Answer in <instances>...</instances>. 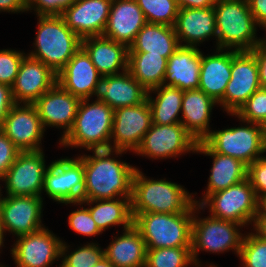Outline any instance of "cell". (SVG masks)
<instances>
[{
	"label": "cell",
	"instance_id": "cell-1",
	"mask_svg": "<svg viewBox=\"0 0 266 267\" xmlns=\"http://www.w3.org/2000/svg\"><path fill=\"white\" fill-rule=\"evenodd\" d=\"M92 152V156L84 154L78 157L84 166L82 201L131 198L132 181L137 168L115 157L111 158V155H121L125 151L107 149Z\"/></svg>",
	"mask_w": 266,
	"mask_h": 267
},
{
	"label": "cell",
	"instance_id": "cell-2",
	"mask_svg": "<svg viewBox=\"0 0 266 267\" xmlns=\"http://www.w3.org/2000/svg\"><path fill=\"white\" fill-rule=\"evenodd\" d=\"M181 185L166 179H148L136 169L132 181L131 212L134 217L141 213H184L195 205Z\"/></svg>",
	"mask_w": 266,
	"mask_h": 267
},
{
	"label": "cell",
	"instance_id": "cell-3",
	"mask_svg": "<svg viewBox=\"0 0 266 267\" xmlns=\"http://www.w3.org/2000/svg\"><path fill=\"white\" fill-rule=\"evenodd\" d=\"M89 101V98L81 99L74 125L60 139V145L89 151L110 149L114 110L98 98L92 103Z\"/></svg>",
	"mask_w": 266,
	"mask_h": 267
},
{
	"label": "cell",
	"instance_id": "cell-4",
	"mask_svg": "<svg viewBox=\"0 0 266 267\" xmlns=\"http://www.w3.org/2000/svg\"><path fill=\"white\" fill-rule=\"evenodd\" d=\"M214 7L217 48L251 51L261 39H257V24L247 0H216Z\"/></svg>",
	"mask_w": 266,
	"mask_h": 267
},
{
	"label": "cell",
	"instance_id": "cell-5",
	"mask_svg": "<svg viewBox=\"0 0 266 267\" xmlns=\"http://www.w3.org/2000/svg\"><path fill=\"white\" fill-rule=\"evenodd\" d=\"M35 50L27 55L42 61L56 74L81 48L82 39L71 31L61 15H39Z\"/></svg>",
	"mask_w": 266,
	"mask_h": 267
},
{
	"label": "cell",
	"instance_id": "cell-6",
	"mask_svg": "<svg viewBox=\"0 0 266 267\" xmlns=\"http://www.w3.org/2000/svg\"><path fill=\"white\" fill-rule=\"evenodd\" d=\"M194 207L184 213H141L133 217L146 249L191 247Z\"/></svg>",
	"mask_w": 266,
	"mask_h": 267
},
{
	"label": "cell",
	"instance_id": "cell-7",
	"mask_svg": "<svg viewBox=\"0 0 266 267\" xmlns=\"http://www.w3.org/2000/svg\"><path fill=\"white\" fill-rule=\"evenodd\" d=\"M196 210H200V205L196 204L194 206L192 219L191 250L195 266H201L197 258L199 250L222 253L231 249L239 256L244 237L239 231L242 225L232 221L221 220L211 215L207 218L198 219L197 215H195Z\"/></svg>",
	"mask_w": 266,
	"mask_h": 267
},
{
	"label": "cell",
	"instance_id": "cell-8",
	"mask_svg": "<svg viewBox=\"0 0 266 267\" xmlns=\"http://www.w3.org/2000/svg\"><path fill=\"white\" fill-rule=\"evenodd\" d=\"M242 122L248 125L211 131L203 142L212 151L238 159L248 167L266 152V137L260 124Z\"/></svg>",
	"mask_w": 266,
	"mask_h": 267
},
{
	"label": "cell",
	"instance_id": "cell-9",
	"mask_svg": "<svg viewBox=\"0 0 266 267\" xmlns=\"http://www.w3.org/2000/svg\"><path fill=\"white\" fill-rule=\"evenodd\" d=\"M260 201L248 178L231 185L225 190L211 194L200 209L209 206L211 216L241 224L242 227L254 222L259 212Z\"/></svg>",
	"mask_w": 266,
	"mask_h": 267
},
{
	"label": "cell",
	"instance_id": "cell-10",
	"mask_svg": "<svg viewBox=\"0 0 266 267\" xmlns=\"http://www.w3.org/2000/svg\"><path fill=\"white\" fill-rule=\"evenodd\" d=\"M261 87L256 58L251 51L231 50V79L218 102L227 113L235 114Z\"/></svg>",
	"mask_w": 266,
	"mask_h": 267
},
{
	"label": "cell",
	"instance_id": "cell-11",
	"mask_svg": "<svg viewBox=\"0 0 266 267\" xmlns=\"http://www.w3.org/2000/svg\"><path fill=\"white\" fill-rule=\"evenodd\" d=\"M42 190L59 203L81 202L84 192L83 162L78 157L53 161L45 172Z\"/></svg>",
	"mask_w": 266,
	"mask_h": 267
},
{
	"label": "cell",
	"instance_id": "cell-12",
	"mask_svg": "<svg viewBox=\"0 0 266 267\" xmlns=\"http://www.w3.org/2000/svg\"><path fill=\"white\" fill-rule=\"evenodd\" d=\"M197 144L181 123L169 125L152 123L135 153L151 159L175 158L186 152L195 153Z\"/></svg>",
	"mask_w": 266,
	"mask_h": 267
},
{
	"label": "cell",
	"instance_id": "cell-13",
	"mask_svg": "<svg viewBox=\"0 0 266 267\" xmlns=\"http://www.w3.org/2000/svg\"><path fill=\"white\" fill-rule=\"evenodd\" d=\"M44 157L43 150L20 152L2 179L6 195L41 197L48 169Z\"/></svg>",
	"mask_w": 266,
	"mask_h": 267
},
{
	"label": "cell",
	"instance_id": "cell-14",
	"mask_svg": "<svg viewBox=\"0 0 266 267\" xmlns=\"http://www.w3.org/2000/svg\"><path fill=\"white\" fill-rule=\"evenodd\" d=\"M151 125L152 112L147 99L135 106L114 109L110 149L135 152Z\"/></svg>",
	"mask_w": 266,
	"mask_h": 267
},
{
	"label": "cell",
	"instance_id": "cell-15",
	"mask_svg": "<svg viewBox=\"0 0 266 267\" xmlns=\"http://www.w3.org/2000/svg\"><path fill=\"white\" fill-rule=\"evenodd\" d=\"M0 130L21 152L42 150L45 129L34 103H15Z\"/></svg>",
	"mask_w": 266,
	"mask_h": 267
},
{
	"label": "cell",
	"instance_id": "cell-16",
	"mask_svg": "<svg viewBox=\"0 0 266 267\" xmlns=\"http://www.w3.org/2000/svg\"><path fill=\"white\" fill-rule=\"evenodd\" d=\"M6 196L0 213L2 239H4L6 231L11 232L13 235L15 234L16 237H20L44 228L43 224H41L42 197Z\"/></svg>",
	"mask_w": 266,
	"mask_h": 267
},
{
	"label": "cell",
	"instance_id": "cell-17",
	"mask_svg": "<svg viewBox=\"0 0 266 267\" xmlns=\"http://www.w3.org/2000/svg\"><path fill=\"white\" fill-rule=\"evenodd\" d=\"M63 240L57 238L48 228L17 238L11 254L16 267H50L61 258Z\"/></svg>",
	"mask_w": 266,
	"mask_h": 267
},
{
	"label": "cell",
	"instance_id": "cell-18",
	"mask_svg": "<svg viewBox=\"0 0 266 267\" xmlns=\"http://www.w3.org/2000/svg\"><path fill=\"white\" fill-rule=\"evenodd\" d=\"M81 99L73 96L56 83L35 102L41 123L46 126L63 128L65 137L74 125Z\"/></svg>",
	"mask_w": 266,
	"mask_h": 267
},
{
	"label": "cell",
	"instance_id": "cell-19",
	"mask_svg": "<svg viewBox=\"0 0 266 267\" xmlns=\"http://www.w3.org/2000/svg\"><path fill=\"white\" fill-rule=\"evenodd\" d=\"M102 77L87 53L80 48L58 72L57 83L73 96L90 99L98 95Z\"/></svg>",
	"mask_w": 266,
	"mask_h": 267
},
{
	"label": "cell",
	"instance_id": "cell-20",
	"mask_svg": "<svg viewBox=\"0 0 266 267\" xmlns=\"http://www.w3.org/2000/svg\"><path fill=\"white\" fill-rule=\"evenodd\" d=\"M56 83L57 74L51 68L26 55L11 87L14 102L34 103Z\"/></svg>",
	"mask_w": 266,
	"mask_h": 267
},
{
	"label": "cell",
	"instance_id": "cell-21",
	"mask_svg": "<svg viewBox=\"0 0 266 267\" xmlns=\"http://www.w3.org/2000/svg\"><path fill=\"white\" fill-rule=\"evenodd\" d=\"M113 0H76L62 13L67 27L81 39L102 36Z\"/></svg>",
	"mask_w": 266,
	"mask_h": 267
},
{
	"label": "cell",
	"instance_id": "cell-22",
	"mask_svg": "<svg viewBox=\"0 0 266 267\" xmlns=\"http://www.w3.org/2000/svg\"><path fill=\"white\" fill-rule=\"evenodd\" d=\"M146 23L135 0H113L103 36L129 48Z\"/></svg>",
	"mask_w": 266,
	"mask_h": 267
},
{
	"label": "cell",
	"instance_id": "cell-23",
	"mask_svg": "<svg viewBox=\"0 0 266 267\" xmlns=\"http://www.w3.org/2000/svg\"><path fill=\"white\" fill-rule=\"evenodd\" d=\"M174 29L180 46L197 47L213 36L217 41L214 7L179 9Z\"/></svg>",
	"mask_w": 266,
	"mask_h": 267
},
{
	"label": "cell",
	"instance_id": "cell-24",
	"mask_svg": "<svg viewBox=\"0 0 266 267\" xmlns=\"http://www.w3.org/2000/svg\"><path fill=\"white\" fill-rule=\"evenodd\" d=\"M81 48L92 60L97 71L104 77L120 74L128 70V47L102 36H89L82 39Z\"/></svg>",
	"mask_w": 266,
	"mask_h": 267
},
{
	"label": "cell",
	"instance_id": "cell-25",
	"mask_svg": "<svg viewBox=\"0 0 266 267\" xmlns=\"http://www.w3.org/2000/svg\"><path fill=\"white\" fill-rule=\"evenodd\" d=\"M147 94L148 91L126 70L102 77L97 98L114 110L143 103Z\"/></svg>",
	"mask_w": 266,
	"mask_h": 267
},
{
	"label": "cell",
	"instance_id": "cell-26",
	"mask_svg": "<svg viewBox=\"0 0 266 267\" xmlns=\"http://www.w3.org/2000/svg\"><path fill=\"white\" fill-rule=\"evenodd\" d=\"M201 53L197 47L180 46L168 58L162 85L177 87L181 90L198 89Z\"/></svg>",
	"mask_w": 266,
	"mask_h": 267
},
{
	"label": "cell",
	"instance_id": "cell-27",
	"mask_svg": "<svg viewBox=\"0 0 266 267\" xmlns=\"http://www.w3.org/2000/svg\"><path fill=\"white\" fill-rule=\"evenodd\" d=\"M196 153H203L213 158L207 191L201 201L195 199L197 205H201L211 194L225 190L247 178V166L244 163L231 156L212 151L203 141L198 142Z\"/></svg>",
	"mask_w": 266,
	"mask_h": 267
},
{
	"label": "cell",
	"instance_id": "cell-28",
	"mask_svg": "<svg viewBox=\"0 0 266 267\" xmlns=\"http://www.w3.org/2000/svg\"><path fill=\"white\" fill-rule=\"evenodd\" d=\"M216 104L218 103L212 97L200 89L184 90L181 124L197 143L203 141L211 132L210 115Z\"/></svg>",
	"mask_w": 266,
	"mask_h": 267
},
{
	"label": "cell",
	"instance_id": "cell-29",
	"mask_svg": "<svg viewBox=\"0 0 266 267\" xmlns=\"http://www.w3.org/2000/svg\"><path fill=\"white\" fill-rule=\"evenodd\" d=\"M216 48L213 55L201 53L199 87L217 103L224 97L228 82L231 79V49Z\"/></svg>",
	"mask_w": 266,
	"mask_h": 267
},
{
	"label": "cell",
	"instance_id": "cell-30",
	"mask_svg": "<svg viewBox=\"0 0 266 267\" xmlns=\"http://www.w3.org/2000/svg\"><path fill=\"white\" fill-rule=\"evenodd\" d=\"M115 237L104 250V256L114 267H145L146 245L140 231L132 225Z\"/></svg>",
	"mask_w": 266,
	"mask_h": 267
},
{
	"label": "cell",
	"instance_id": "cell-31",
	"mask_svg": "<svg viewBox=\"0 0 266 267\" xmlns=\"http://www.w3.org/2000/svg\"><path fill=\"white\" fill-rule=\"evenodd\" d=\"M179 47L174 27L147 22L128 48V53H149L168 59Z\"/></svg>",
	"mask_w": 266,
	"mask_h": 267
},
{
	"label": "cell",
	"instance_id": "cell-32",
	"mask_svg": "<svg viewBox=\"0 0 266 267\" xmlns=\"http://www.w3.org/2000/svg\"><path fill=\"white\" fill-rule=\"evenodd\" d=\"M85 203L88 206L90 205L88 209L91 216L102 232L113 225H122L124 230L133 225L131 198L121 197L120 199L119 197L116 199L88 200L72 204L82 205Z\"/></svg>",
	"mask_w": 266,
	"mask_h": 267
},
{
	"label": "cell",
	"instance_id": "cell-33",
	"mask_svg": "<svg viewBox=\"0 0 266 267\" xmlns=\"http://www.w3.org/2000/svg\"><path fill=\"white\" fill-rule=\"evenodd\" d=\"M156 93L152 98L150 93ZM184 90L177 87L161 85L148 91L147 101L152 112V123L158 125H169L181 123V113Z\"/></svg>",
	"mask_w": 266,
	"mask_h": 267
},
{
	"label": "cell",
	"instance_id": "cell-34",
	"mask_svg": "<svg viewBox=\"0 0 266 267\" xmlns=\"http://www.w3.org/2000/svg\"><path fill=\"white\" fill-rule=\"evenodd\" d=\"M168 59L149 53H128V71L147 91L164 82Z\"/></svg>",
	"mask_w": 266,
	"mask_h": 267
},
{
	"label": "cell",
	"instance_id": "cell-35",
	"mask_svg": "<svg viewBox=\"0 0 266 267\" xmlns=\"http://www.w3.org/2000/svg\"><path fill=\"white\" fill-rule=\"evenodd\" d=\"M194 265L191 247L147 249L145 267H188Z\"/></svg>",
	"mask_w": 266,
	"mask_h": 267
},
{
	"label": "cell",
	"instance_id": "cell-36",
	"mask_svg": "<svg viewBox=\"0 0 266 267\" xmlns=\"http://www.w3.org/2000/svg\"><path fill=\"white\" fill-rule=\"evenodd\" d=\"M143 11L146 22L174 27L178 6L175 0H135Z\"/></svg>",
	"mask_w": 266,
	"mask_h": 267
},
{
	"label": "cell",
	"instance_id": "cell-37",
	"mask_svg": "<svg viewBox=\"0 0 266 267\" xmlns=\"http://www.w3.org/2000/svg\"><path fill=\"white\" fill-rule=\"evenodd\" d=\"M68 247L65 242L62 243L61 258H63L59 267H93L104 257V250L93 242L76 248L70 254H67Z\"/></svg>",
	"mask_w": 266,
	"mask_h": 267
},
{
	"label": "cell",
	"instance_id": "cell-38",
	"mask_svg": "<svg viewBox=\"0 0 266 267\" xmlns=\"http://www.w3.org/2000/svg\"><path fill=\"white\" fill-rule=\"evenodd\" d=\"M239 257L242 267H266V240L252 232L245 234Z\"/></svg>",
	"mask_w": 266,
	"mask_h": 267
},
{
	"label": "cell",
	"instance_id": "cell-39",
	"mask_svg": "<svg viewBox=\"0 0 266 267\" xmlns=\"http://www.w3.org/2000/svg\"><path fill=\"white\" fill-rule=\"evenodd\" d=\"M234 115L240 122L261 124L266 118V88L255 91L235 114H231Z\"/></svg>",
	"mask_w": 266,
	"mask_h": 267
},
{
	"label": "cell",
	"instance_id": "cell-40",
	"mask_svg": "<svg viewBox=\"0 0 266 267\" xmlns=\"http://www.w3.org/2000/svg\"><path fill=\"white\" fill-rule=\"evenodd\" d=\"M24 52L12 49L0 50V83L13 86L21 61L26 56Z\"/></svg>",
	"mask_w": 266,
	"mask_h": 267
},
{
	"label": "cell",
	"instance_id": "cell-41",
	"mask_svg": "<svg viewBox=\"0 0 266 267\" xmlns=\"http://www.w3.org/2000/svg\"><path fill=\"white\" fill-rule=\"evenodd\" d=\"M70 213L68 216V224L70 229L76 233L84 236H96L101 234L102 231L98 228L96 222L93 220L88 208H84L83 205Z\"/></svg>",
	"mask_w": 266,
	"mask_h": 267
},
{
	"label": "cell",
	"instance_id": "cell-42",
	"mask_svg": "<svg viewBox=\"0 0 266 267\" xmlns=\"http://www.w3.org/2000/svg\"><path fill=\"white\" fill-rule=\"evenodd\" d=\"M247 178L260 201L266 197V156L257 158L247 167Z\"/></svg>",
	"mask_w": 266,
	"mask_h": 267
},
{
	"label": "cell",
	"instance_id": "cell-43",
	"mask_svg": "<svg viewBox=\"0 0 266 267\" xmlns=\"http://www.w3.org/2000/svg\"><path fill=\"white\" fill-rule=\"evenodd\" d=\"M76 0H27V11L34 10L36 15H62Z\"/></svg>",
	"mask_w": 266,
	"mask_h": 267
},
{
	"label": "cell",
	"instance_id": "cell-44",
	"mask_svg": "<svg viewBox=\"0 0 266 267\" xmlns=\"http://www.w3.org/2000/svg\"><path fill=\"white\" fill-rule=\"evenodd\" d=\"M21 151L14 143L0 130V179L2 180L7 170L15 161Z\"/></svg>",
	"mask_w": 266,
	"mask_h": 267
},
{
	"label": "cell",
	"instance_id": "cell-45",
	"mask_svg": "<svg viewBox=\"0 0 266 267\" xmlns=\"http://www.w3.org/2000/svg\"><path fill=\"white\" fill-rule=\"evenodd\" d=\"M14 104L11 87L0 83V129L5 117Z\"/></svg>",
	"mask_w": 266,
	"mask_h": 267
},
{
	"label": "cell",
	"instance_id": "cell-46",
	"mask_svg": "<svg viewBox=\"0 0 266 267\" xmlns=\"http://www.w3.org/2000/svg\"><path fill=\"white\" fill-rule=\"evenodd\" d=\"M251 52L256 58L261 88H266V44L259 43Z\"/></svg>",
	"mask_w": 266,
	"mask_h": 267
},
{
	"label": "cell",
	"instance_id": "cell-47",
	"mask_svg": "<svg viewBox=\"0 0 266 267\" xmlns=\"http://www.w3.org/2000/svg\"><path fill=\"white\" fill-rule=\"evenodd\" d=\"M249 9L254 16L257 26L266 25V0H247Z\"/></svg>",
	"mask_w": 266,
	"mask_h": 267
},
{
	"label": "cell",
	"instance_id": "cell-48",
	"mask_svg": "<svg viewBox=\"0 0 266 267\" xmlns=\"http://www.w3.org/2000/svg\"><path fill=\"white\" fill-rule=\"evenodd\" d=\"M20 13L27 11V0H0V12Z\"/></svg>",
	"mask_w": 266,
	"mask_h": 267
},
{
	"label": "cell",
	"instance_id": "cell-49",
	"mask_svg": "<svg viewBox=\"0 0 266 267\" xmlns=\"http://www.w3.org/2000/svg\"><path fill=\"white\" fill-rule=\"evenodd\" d=\"M179 9L209 8L215 5L216 0H175Z\"/></svg>",
	"mask_w": 266,
	"mask_h": 267
},
{
	"label": "cell",
	"instance_id": "cell-50",
	"mask_svg": "<svg viewBox=\"0 0 266 267\" xmlns=\"http://www.w3.org/2000/svg\"><path fill=\"white\" fill-rule=\"evenodd\" d=\"M253 225V229H255L256 235L261 239L266 240V215L260 209L255 217Z\"/></svg>",
	"mask_w": 266,
	"mask_h": 267
},
{
	"label": "cell",
	"instance_id": "cell-51",
	"mask_svg": "<svg viewBox=\"0 0 266 267\" xmlns=\"http://www.w3.org/2000/svg\"><path fill=\"white\" fill-rule=\"evenodd\" d=\"M93 267H114L113 264L104 256Z\"/></svg>",
	"mask_w": 266,
	"mask_h": 267
},
{
	"label": "cell",
	"instance_id": "cell-52",
	"mask_svg": "<svg viewBox=\"0 0 266 267\" xmlns=\"http://www.w3.org/2000/svg\"><path fill=\"white\" fill-rule=\"evenodd\" d=\"M259 209L266 215V197L260 200Z\"/></svg>",
	"mask_w": 266,
	"mask_h": 267
},
{
	"label": "cell",
	"instance_id": "cell-53",
	"mask_svg": "<svg viewBox=\"0 0 266 267\" xmlns=\"http://www.w3.org/2000/svg\"><path fill=\"white\" fill-rule=\"evenodd\" d=\"M260 125H261V129L263 131V134L266 137V118L263 120V122Z\"/></svg>",
	"mask_w": 266,
	"mask_h": 267
},
{
	"label": "cell",
	"instance_id": "cell-54",
	"mask_svg": "<svg viewBox=\"0 0 266 267\" xmlns=\"http://www.w3.org/2000/svg\"><path fill=\"white\" fill-rule=\"evenodd\" d=\"M1 180V179H0ZM1 186H0V213H1V208H2V204H3V200L5 197H2V194H1ZM2 197V198H1Z\"/></svg>",
	"mask_w": 266,
	"mask_h": 267
},
{
	"label": "cell",
	"instance_id": "cell-55",
	"mask_svg": "<svg viewBox=\"0 0 266 267\" xmlns=\"http://www.w3.org/2000/svg\"><path fill=\"white\" fill-rule=\"evenodd\" d=\"M3 241H4V240L2 239V235H1V232H0V249H1L2 246H4V245H3V243H4Z\"/></svg>",
	"mask_w": 266,
	"mask_h": 267
},
{
	"label": "cell",
	"instance_id": "cell-56",
	"mask_svg": "<svg viewBox=\"0 0 266 267\" xmlns=\"http://www.w3.org/2000/svg\"><path fill=\"white\" fill-rule=\"evenodd\" d=\"M265 28H263L264 30L266 29V25L264 26ZM261 42L263 43V44H266V39L265 38H263V39H261Z\"/></svg>",
	"mask_w": 266,
	"mask_h": 267
}]
</instances>
